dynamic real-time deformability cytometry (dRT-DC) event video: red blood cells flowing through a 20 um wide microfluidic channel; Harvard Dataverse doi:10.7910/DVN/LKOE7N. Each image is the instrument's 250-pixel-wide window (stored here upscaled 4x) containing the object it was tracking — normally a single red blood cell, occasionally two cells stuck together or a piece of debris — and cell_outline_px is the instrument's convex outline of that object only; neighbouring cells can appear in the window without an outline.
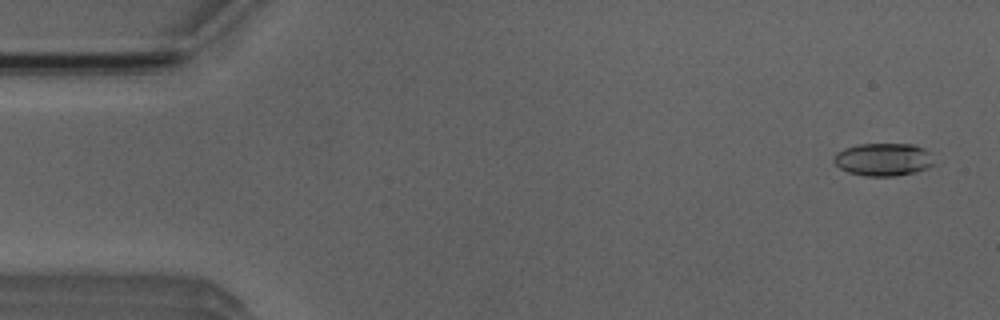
{"species": "Egyptian fruit bat (a non-hibernating species)", "species_latin": "Rousettus aegyptiacus", "temperature_condition": "room temperature", "stored_images_in_passage": 52, "camera_frame_rate_fps": 3000, "um_per_image_px": 0.085, "animal": {"sex": "male"}, "frame": {"image": 1, "passage_image": 2, "time_ms": 0.333, "image_size_px": [1000, 320], "cell_outline_px": [[932, 164], [928, 168], [916, 172], [892, 176], [864, 176], [848, 172], [840, 168], [832, 160], [836, 152], [844, 148], [856, 144], [912, 144], [924, 148], [928, 152]], "centroid_in_image_um": [75.02, 13.55], "position_along_channel_um": 10.0, "area_um2": 19.07}}
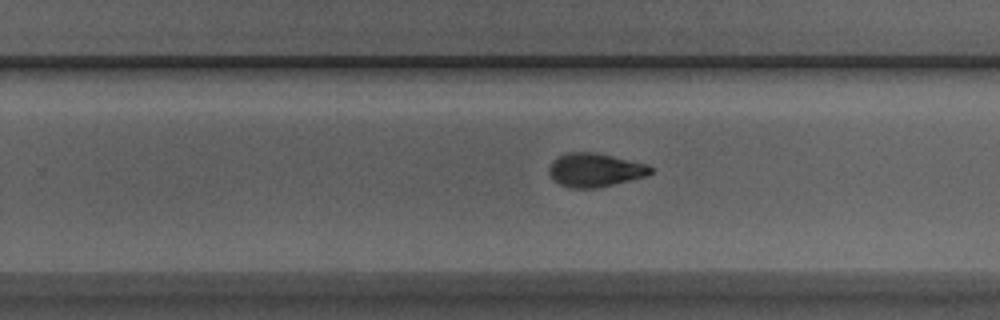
{"frame": {"image": 2, "passage_image": 32, "time_ms": 10.333, "image_size_px": [1000, 320], "cell_outline_px": [[652, 172], [648, 176], [596, 188], [568, 188], [560, 184], [548, 172], [548, 168], [552, 160], [568, 152], [596, 152], [648, 164], [652, 168]], "centroid_in_image_um": [50.59, 14.44], "position_along_channel_um": 279.2, "area_um2": 19.94}}
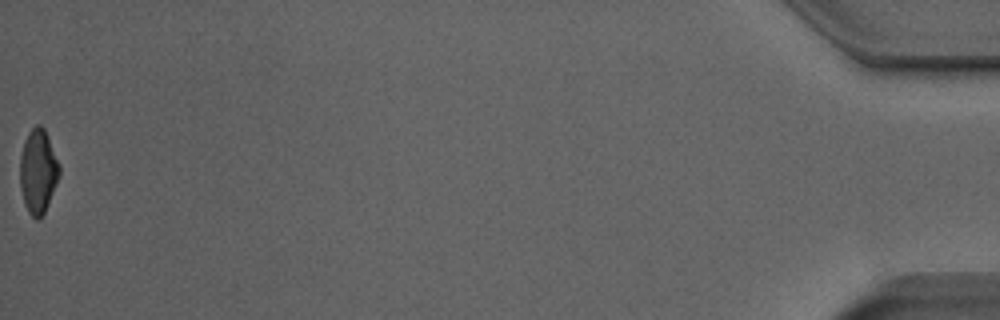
{"frame": {"image": 3, "passage_image": 52, "time_ms": 17.0, "image_size_px": [1000, 320], "cell_outline_px": [[60, 176], [44, 212], [40, 220], [36, 220], [28, 212], [24, 204], [20, 188], [20, 156], [24, 140], [28, 132], [36, 124], [40, 124], [44, 128], [48, 136], [60, 164]], "centroid_in_image_um": [3.23, 14.55], "position_along_channel_um": 432.0, "area_um2": 19.54}, "authors_computed_cell_mechanics": {"area_um2": 19.6809, "velocity_mm_per_s": 3.9219, "shape_relaxation_time_tau1_ms": 3.618, "shape_relaxation_time_tau2_ms": 2.9452, "deformation_change_tau1": 0.1788, "deformation_change_tau2": 0.0974}}